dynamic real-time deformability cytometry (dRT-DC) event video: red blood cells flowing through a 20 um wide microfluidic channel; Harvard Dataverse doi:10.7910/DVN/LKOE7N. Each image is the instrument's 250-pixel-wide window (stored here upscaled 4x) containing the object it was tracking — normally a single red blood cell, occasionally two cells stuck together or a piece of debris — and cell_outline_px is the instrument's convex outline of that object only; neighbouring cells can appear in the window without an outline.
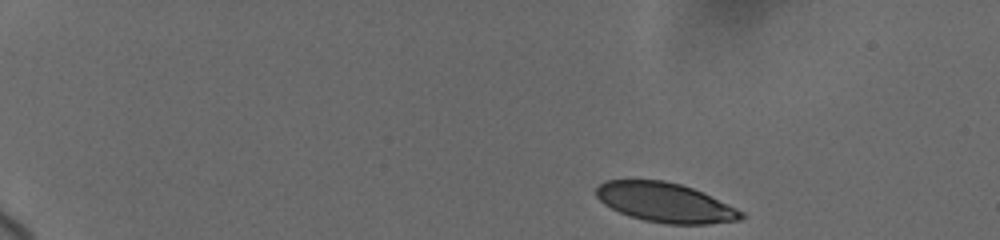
{"species": "human", "species_latin": "Homo sapiens", "temperature_condition": "cold", "stored_images_in_passage": 32, "camera_frame_rate_fps": 3000, "um_per_image_px": 0.085, "donor": {"sex": "female"}, "frame": {"image": 1, "passage_image": 1, "time_ms": 0.0, "image_size_px": [1000, 240], "cell_outline_px": [[744, 216], [740, 220], [708, 224], [668, 224], [644, 220], [620, 212], [604, 204], [596, 196], [596, 188], [604, 180], [664, 180], [680, 184], [692, 188], [736, 208], [744, 212]], "centroid_in_image_um": [56.53, 17.21], "position_along_channel_um": 28.5, "area_um2": 33.0}}
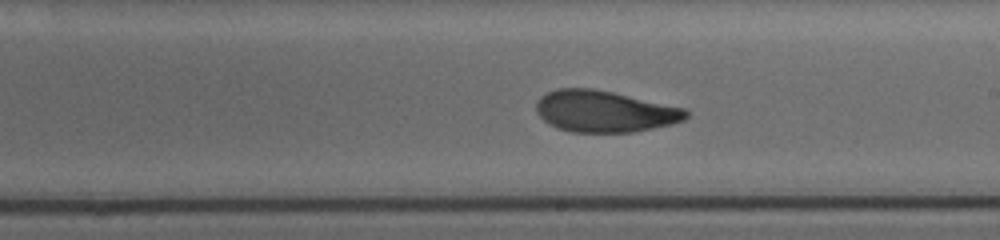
{"frame": {"image": 2, "passage_image": 18, "time_ms": 9.0, "image_size_px": [1000, 240], "cell_outline_px": [[688, 116], [684, 120], [672, 124], [632, 132], [572, 132], [556, 128], [548, 124], [536, 112], [536, 100], [540, 96], [556, 88], [592, 88], [612, 92], [684, 108], [688, 112]], "centroid_in_image_um": [51.34, 9.47], "position_along_channel_um": 237.7, "area_um2": 36.18}}
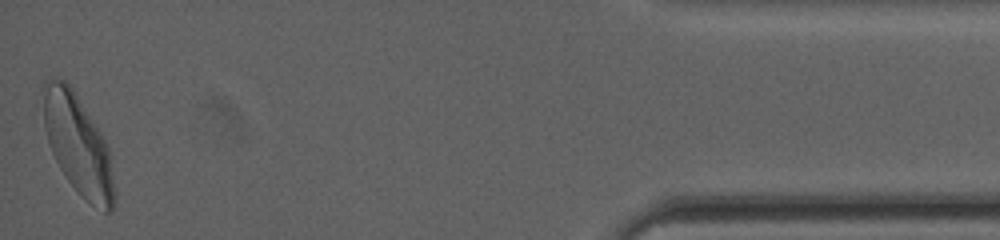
{"frame": {"image": 3, "passage_image": 32, "time_ms": 16.0, "image_size_px": [1000, 240], "cell_outline_px": [[116, 204], [112, 212], [104, 212], [80, 196], [76, 192], [60, 168], [52, 152], [44, 128], [40, 88], [44, 80], [64, 80], [72, 88], [100, 132], [108, 148], [116, 196]], "centroid_in_image_um": [6.6, 12.31], "position_along_channel_um": 428.6, "area_um2": 41.38}, "authors_computed_cell_mechanics": {"area_um2": 36.2117, "velocity_mm_per_s": 3.6577, "shape_relaxation_time_tau1_ms": 3.8451, "shape_relaxation_time_tau2_ms": 1.3716, "deformation_change_tau1": 0.1539, "deformation_change_tau2": 0.0691}}